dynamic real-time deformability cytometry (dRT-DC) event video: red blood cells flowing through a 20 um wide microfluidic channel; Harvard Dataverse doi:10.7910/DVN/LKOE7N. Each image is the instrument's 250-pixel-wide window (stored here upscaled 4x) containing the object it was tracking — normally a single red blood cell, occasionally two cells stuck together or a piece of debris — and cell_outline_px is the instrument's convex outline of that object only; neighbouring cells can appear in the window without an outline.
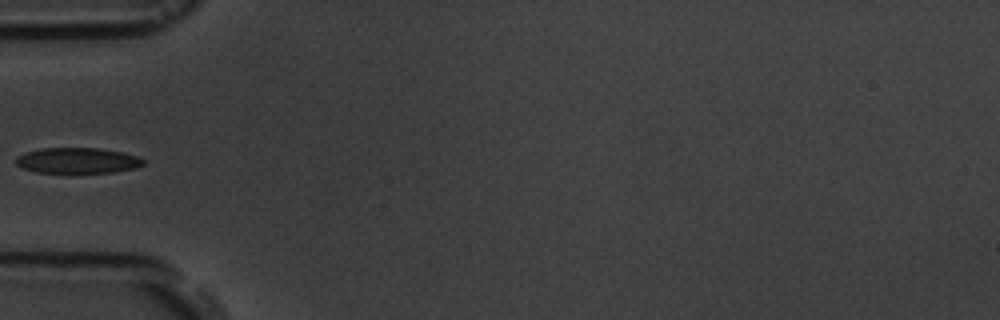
{"species": "common noctule bat (a hibernating species)", "species_latin": "Nyctalus noctula", "temperature_condition": "room temperature", "stored_images_in_passage": 5, "camera_frame_rate_fps": 3000, "um_per_image_px": 0.085, "animal": {"sex": "male", "body_mass_g": 19.5, "forearm_length_mm": 54.6}, "frame": {"image": 1, "passage_image": 5, "time_ms": 5.333, "image_size_px": [1000, 320], "cell_outline_px": [[144, 164], [136, 168], [116, 172], [36, 172], [24, 168], [16, 164], [16, 156], [24, 152], [40, 148], [100, 148], [124, 152], [136, 156], [144, 160]], "centroid_in_image_um": [6.59, 13.63], "position_along_channel_um": 78.4, "area_um2": 19.02}}